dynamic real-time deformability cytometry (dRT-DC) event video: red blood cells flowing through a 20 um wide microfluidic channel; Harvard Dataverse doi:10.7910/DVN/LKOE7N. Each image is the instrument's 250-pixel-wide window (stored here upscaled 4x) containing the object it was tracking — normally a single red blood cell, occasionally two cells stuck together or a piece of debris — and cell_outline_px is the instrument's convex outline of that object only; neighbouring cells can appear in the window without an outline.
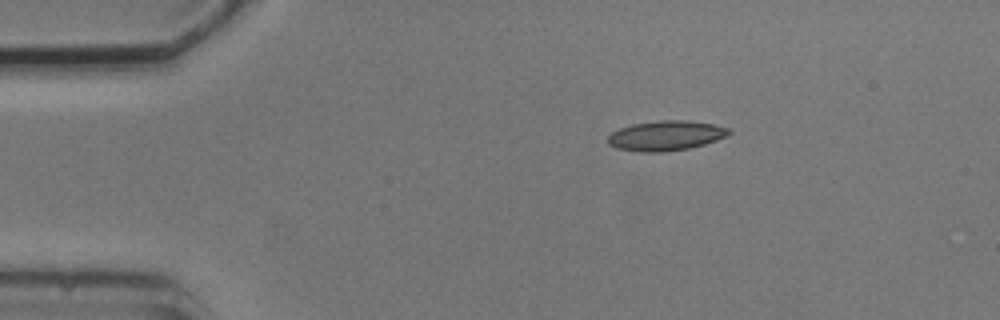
{"species": "common noctule bat (a hibernating species)", "species_latin": "Nyctalus noctula", "temperature_condition": "cold", "stored_images_in_passage": 6, "camera_frame_rate_fps": 3000, "um_per_image_px": 0.085, "animal": {"sex": "male", "body_mass_g": 20.5, "forearm_length_mm": 52.5}, "frame": {"image": 1, "passage_image": 1, "time_ms": 0.0, "image_size_px": [1000, 320], "cell_outline_px": [[732, 132], [728, 136], [704, 144], [688, 148], [664, 152], [640, 152], [616, 148], [608, 144], [608, 136], [612, 132], [620, 128], [632, 124], [660, 120], [688, 120], [712, 124], [732, 128]], "centroid_in_image_um": [56.62, 11.53], "position_along_channel_um": 28.4, "area_um2": 21.21}}
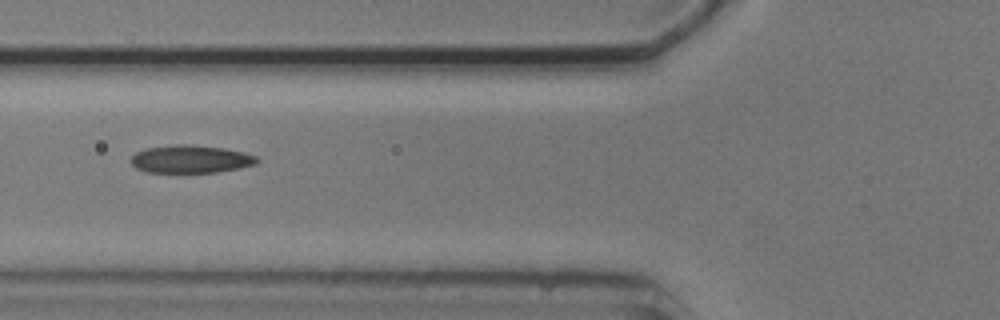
{"frame": {"image": 2, "passage_image": 4, "time_ms": 3.667, "image_size_px": [1000, 320], "cell_outline_px": [[260, 160], [256, 164], [240, 168], [216, 172], [148, 172], [136, 168], [128, 160], [136, 152], [144, 148], [176, 144], [192, 144], [224, 148], [244, 152], [256, 156]], "centroid_in_image_um": [16.2, 13.51], "position_along_channel_um": 109.6, "area_um2": 20.63}}
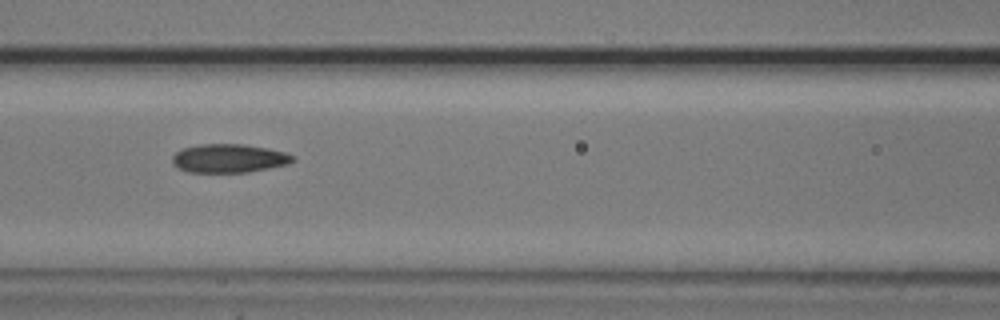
{"frame": {"image": 3, "passage_image": 5, "time_ms": 4.667, "image_size_px": [1000, 320], "cell_outline_px": [[296, 160], [288, 164], [248, 172], [188, 172], [176, 168], [172, 164], [172, 156], [176, 152], [184, 148], [200, 144], [244, 144], [268, 148], [284, 152], [296, 156]], "centroid_in_image_um": [19.46, 13.46], "position_along_channel_um": 147.1, "area_um2": 20.23}}